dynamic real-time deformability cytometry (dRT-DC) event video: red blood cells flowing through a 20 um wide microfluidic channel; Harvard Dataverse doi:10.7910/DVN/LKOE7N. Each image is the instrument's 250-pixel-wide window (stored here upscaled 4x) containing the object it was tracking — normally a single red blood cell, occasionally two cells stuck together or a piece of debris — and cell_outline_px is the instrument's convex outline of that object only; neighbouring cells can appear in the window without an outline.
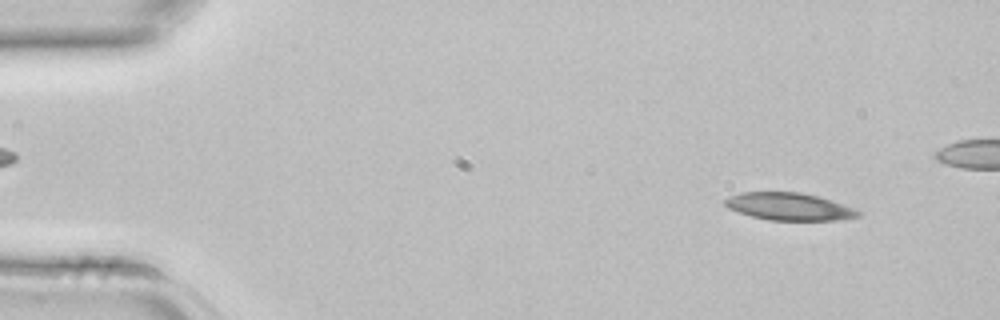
{"species": "common noctule bat (a hibernating species)", "species_latin": "Nyctalus noctula", "temperature_condition": "room temperature", "stored_images_in_passage": 4, "segment_of_instrument_passage": [2, 2], "camera_frame_rate_fps": 3000, "um_per_image_px": 0.085, "animal": {"sex": "female", "body_mass_g": 22.7, "forearm_length_mm": 54.2}, "frame": {"image": 1, "passage_image": 4, "time_ms": 1.0, "image_size_px": [1000, 320], "cell_outline_px": [[860, 216], [840, 220], [768, 220], [752, 216], [728, 208], [724, 204], [724, 200], [728, 196], [740, 192], [800, 192], [816, 196], [852, 208], [860, 212]], "centroid_in_image_um": [67.01, 17.56], "position_along_channel_um": 18.0, "area_um2": 20.98}}